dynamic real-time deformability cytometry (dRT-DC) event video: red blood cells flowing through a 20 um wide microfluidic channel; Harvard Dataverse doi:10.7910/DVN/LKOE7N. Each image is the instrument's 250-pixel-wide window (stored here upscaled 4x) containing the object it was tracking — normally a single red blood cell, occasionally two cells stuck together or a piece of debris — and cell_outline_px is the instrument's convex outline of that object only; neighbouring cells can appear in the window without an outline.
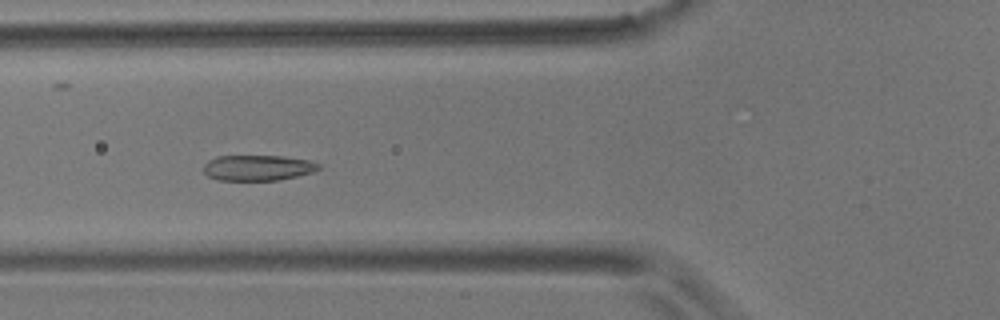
{"species": "common noctule bat (a hibernating species)", "species_latin": "Nyctalus noctula", "temperature_condition": "room temperature", "stored_images_in_passage": 7, "camera_frame_rate_fps": 3000, "um_per_image_px": 0.085, "animal": {"sex": "male", "body_mass_g": 17.9}, "frame": {"image": 1, "passage_image": 5, "time_ms": 4.667, "image_size_px": [1000, 320], "cell_outline_px": [[320, 168], [312, 172], [296, 176], [276, 180], [216, 180], [208, 176], [204, 172], [204, 164], [208, 160], [216, 156], [284, 156], [308, 160], [320, 164]], "centroid_in_image_um": [21.88, 14.26], "position_along_channel_um": 103.9, "area_um2": 17.11}}
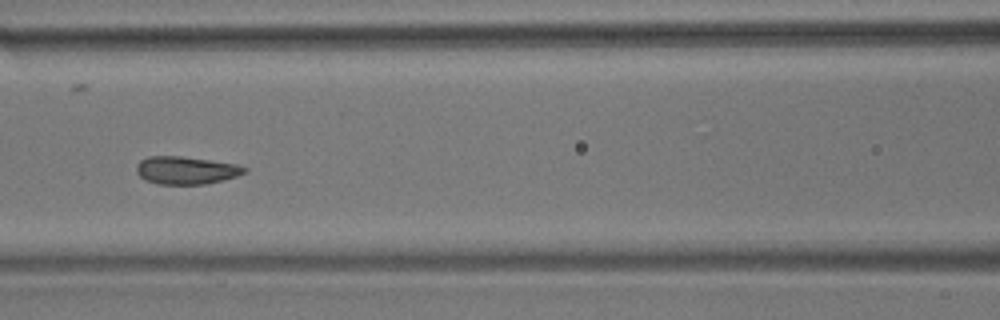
{"frame": {"image": 2, "passage_image": 6, "time_ms": 6.0, "image_size_px": [1000, 320], "cell_outline_px": [[248, 172], [224, 180], [208, 184], [156, 184], [144, 180], [136, 172], [136, 164], [140, 160], [148, 156], [180, 156], [236, 164], [248, 168]], "centroid_in_image_um": [15.8, 14.48], "position_along_channel_um": 150.8, "area_um2": 17.63}}
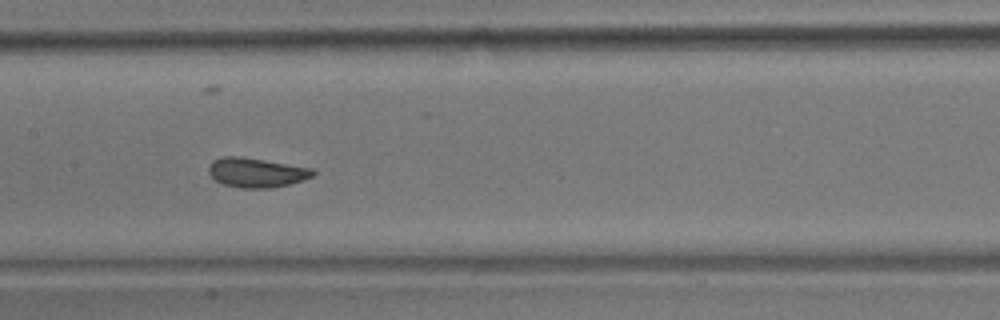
{"frame": {"image": 3, "passage_image": 7, "time_ms": 7.0, "image_size_px": [1000, 320], "cell_outline_px": [[316, 172], [312, 176], [304, 180], [272, 188], [240, 188], [224, 184], [216, 180], [208, 172], [208, 168], [212, 160], [224, 156], [240, 156], [312, 168]], "centroid_in_image_um": [21.79, 14.66], "position_along_channel_um": 185.6, "area_um2": 17.86}}